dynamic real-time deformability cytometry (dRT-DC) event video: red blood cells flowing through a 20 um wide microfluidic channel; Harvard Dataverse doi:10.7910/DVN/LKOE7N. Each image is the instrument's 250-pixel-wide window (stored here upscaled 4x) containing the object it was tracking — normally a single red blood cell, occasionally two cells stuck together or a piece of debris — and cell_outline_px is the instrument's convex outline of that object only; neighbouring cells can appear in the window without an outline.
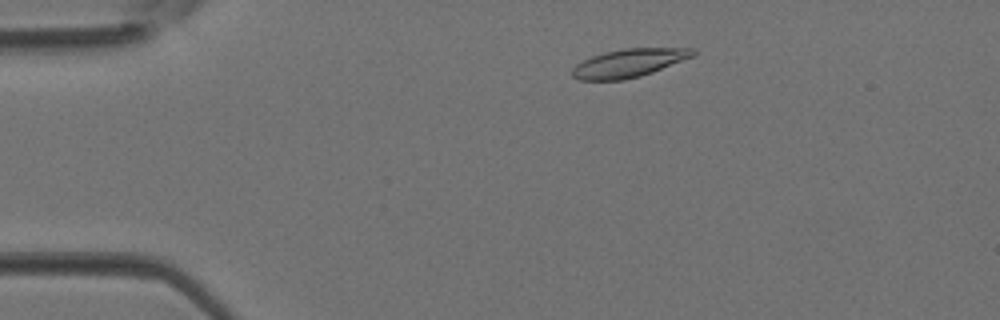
{"species": "Egyptian fruit bat (a non-hibernating species)", "species_latin": "Rousettus aegyptiacus", "temperature_condition": "room temperature", "stored_images_in_passage": 4, "camera_frame_rate_fps": 3000, "um_per_image_px": 0.085, "animal": {"sex": "female"}, "frame": {"image": 1, "passage_image": 4, "time_ms": 1.0, "image_size_px": [1000, 320], "cell_outline_px": [[696, 56], [652, 72], [640, 76], [624, 80], [580, 80], [572, 76], [572, 68], [576, 64], [592, 56], [604, 52], [624, 48], [696, 48]], "centroid_in_image_um": [53.49, 5.35], "position_along_channel_um": 31.5, "area_um2": 20.0}}